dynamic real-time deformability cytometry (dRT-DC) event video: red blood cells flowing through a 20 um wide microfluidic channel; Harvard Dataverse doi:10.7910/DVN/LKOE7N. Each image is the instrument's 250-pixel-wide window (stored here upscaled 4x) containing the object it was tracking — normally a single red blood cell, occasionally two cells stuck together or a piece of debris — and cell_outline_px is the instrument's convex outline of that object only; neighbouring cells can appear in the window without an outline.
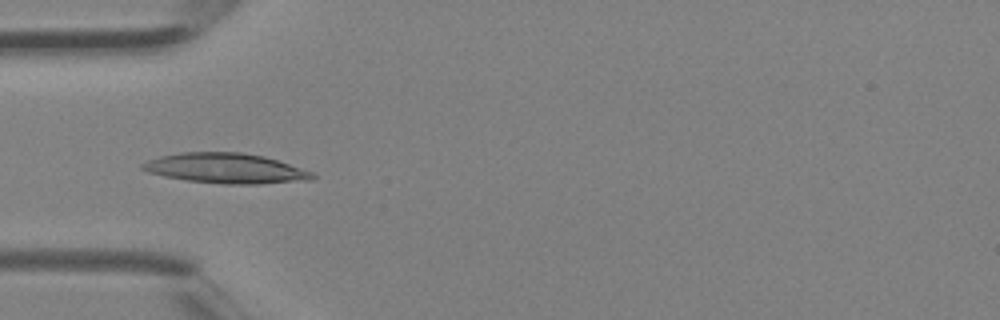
{"species": "Egyptian fruit bat (a non-hibernating species)", "species_latin": "Rousettus aegyptiacus", "temperature_condition": "room temperature", "stored_images_in_passage": 4, "camera_frame_rate_fps": 3000, "um_per_image_px": 0.085, "animal": {"sex": "female"}, "frame": {"image": 1, "passage_image": 4, "time_ms": 1.0, "image_size_px": [1000, 320], "cell_outline_px": [[316, 176], [312, 180], [260, 184], [224, 184], [188, 180], [164, 176], [148, 172], [140, 168], [140, 164], [148, 160], [160, 156], [180, 152], [240, 152], [264, 156], [312, 172]], "centroid_in_image_um": [19.17, 14.31], "position_along_channel_um": 65.8, "area_um2": 29.71}}